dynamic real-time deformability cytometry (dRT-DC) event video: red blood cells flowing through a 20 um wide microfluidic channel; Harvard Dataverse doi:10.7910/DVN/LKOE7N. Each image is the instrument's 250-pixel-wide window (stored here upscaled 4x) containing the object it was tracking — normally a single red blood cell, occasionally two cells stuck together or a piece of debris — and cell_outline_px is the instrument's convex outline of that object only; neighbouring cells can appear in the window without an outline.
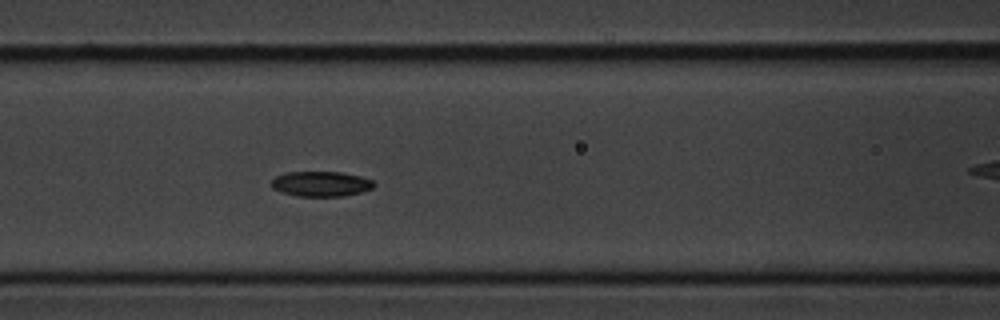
{"species": "common noctule bat (a hibernating species)", "species_latin": "Nyctalus noctula", "temperature_condition": "cold", "stored_images_in_passage": 8, "segment_of_instrument_passage": [1, 2], "camera_frame_rate_fps": 3000, "um_per_image_px": 0.085, "animal": {"sex": "male", "body_mass_g": 20.1, "forearm_length_mm": 53.5}, "frame": {"image": 1, "passage_image": 7, "time_ms": 8.0, "image_size_px": [1000, 320], "cell_outline_px": [[376, 184], [372, 188], [360, 192], [344, 196], [296, 196], [280, 192], [272, 188], [272, 180], [276, 176], [284, 172], [340, 172], [360, 176], [372, 180]], "centroid_in_image_um": [27.26, 15.63], "position_along_channel_um": 139.3, "area_um2": 15.03}}